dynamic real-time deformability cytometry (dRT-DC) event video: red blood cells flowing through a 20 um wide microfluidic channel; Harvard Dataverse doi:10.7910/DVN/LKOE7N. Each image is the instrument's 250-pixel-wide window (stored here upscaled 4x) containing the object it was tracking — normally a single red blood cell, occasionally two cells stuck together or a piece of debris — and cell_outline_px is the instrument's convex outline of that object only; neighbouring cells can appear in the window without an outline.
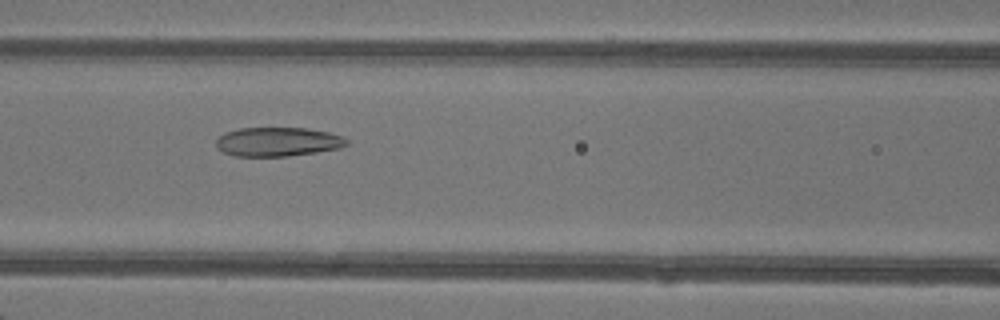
{"species": "common noctule bat (a hibernating species)", "species_latin": "Nyctalus noctula", "temperature_condition": "warm", "stored_images_in_passage": 49, "camera_frame_rate_fps": 3000, "um_per_image_px": 0.085, "animal": {"sex": "female"}, "frame": {"image": 1, "passage_image": 22, "time_ms": 7.0, "image_size_px": [1000, 320], "cell_outline_px": [[348, 144], [340, 148], [316, 152], [288, 156], [236, 156], [224, 152], [216, 148], [216, 140], [224, 132], [240, 128], [308, 128], [328, 132], [340, 136], [348, 140]], "centroid_in_image_um": [23.59, 12.05], "position_along_channel_um": 143.0, "area_um2": 22.08}}
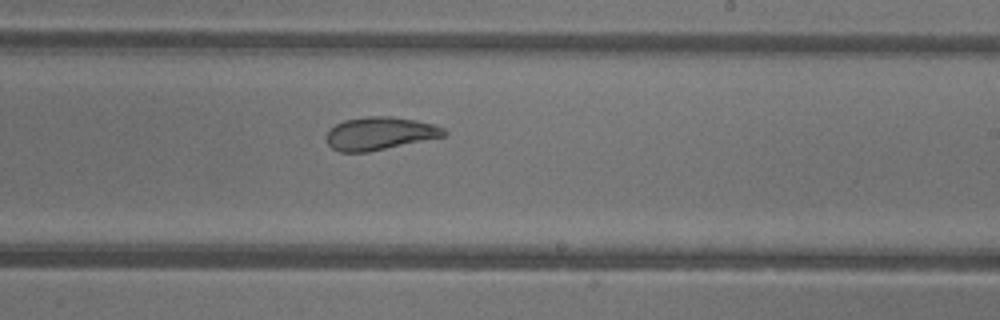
{"frame": {"image": 2, "passage_image": 30, "time_ms": 9.667, "image_size_px": [1000, 320], "cell_outline_px": [[448, 132], [444, 136], [368, 152], [340, 152], [332, 148], [328, 144], [328, 128], [344, 120], [368, 116], [392, 116], [416, 120], [436, 124], [444, 128]], "centroid_in_image_um": [32.3, 11.33], "position_along_channel_um": 256.7, "area_um2": 22.54}}
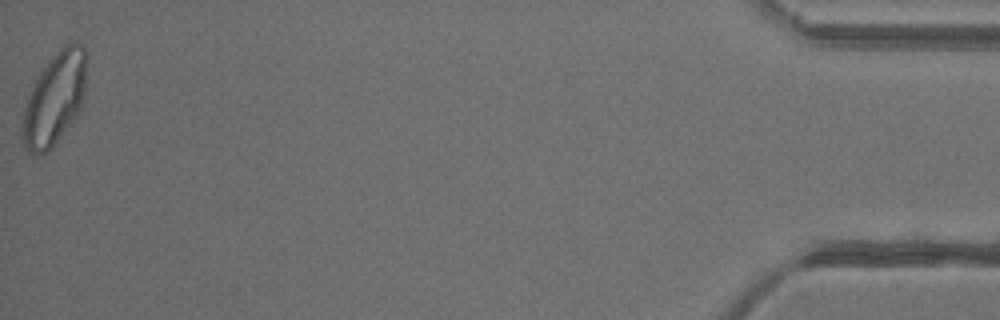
{"frame": {"image": 3, "passage_image": 49, "time_ms": 16.0, "image_size_px": [1000, 320], "cell_outline_px": [[88, 52], [84, 96], [80, 108], [76, 116], [52, 148], [40, 156], [32, 156], [24, 148], [20, 136], [20, 128], [24, 108], [28, 96], [40, 72], [48, 60], [60, 48], [68, 44], [80, 44]], "centroid_in_image_um": [4.62, 8.45], "position_along_channel_um": 430.6, "area_um2": 34.91}, "authors_computed_cell_mechanics": {"area_um2": 28.2064, "velocity_mm_per_s": 4.274, "shape_relaxation_time_tau1_ms": 6.0307, "shape_relaxation_time_tau2_ms": 1.4667, "deformation_change_tau1": 0.1619, "deformation_change_tau2": 0.0839}}